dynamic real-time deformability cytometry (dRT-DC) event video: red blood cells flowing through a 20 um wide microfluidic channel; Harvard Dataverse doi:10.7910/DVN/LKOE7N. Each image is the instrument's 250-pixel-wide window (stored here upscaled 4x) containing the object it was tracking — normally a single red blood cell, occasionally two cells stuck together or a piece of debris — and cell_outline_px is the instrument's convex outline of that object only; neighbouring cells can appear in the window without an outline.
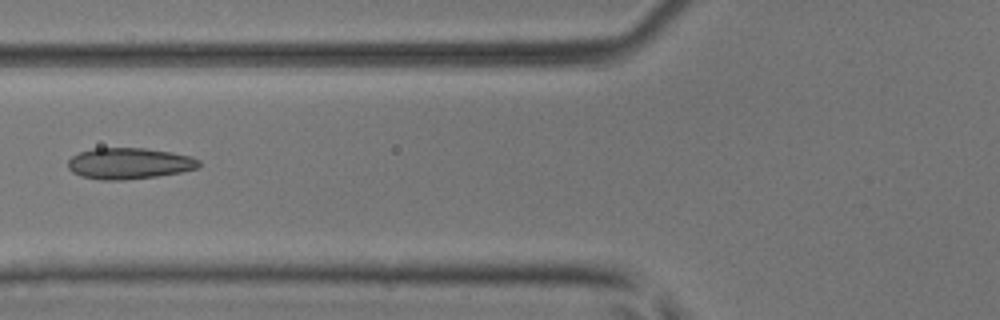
{"species": "common noctule bat (a hibernating species)", "species_latin": "Nyctalus noctula", "temperature_condition": "room temperature", "stored_images_in_passage": 7, "camera_frame_rate_fps": 3000, "um_per_image_px": 0.085, "animal": {"sex": "male", "body_mass_g": 17.9, "forearm_length_mm": 54.2}, "frame": {"image": 1, "passage_image": 6, "time_ms": 1.667, "image_size_px": [1000, 320], "cell_outline_px": [[200, 164], [196, 168], [180, 172], [156, 176], [124, 180], [100, 180], [80, 176], [72, 172], [68, 168], [68, 160], [72, 156], [80, 152], [92, 148], [144, 148], [172, 152], [192, 156], [200, 160]], "centroid_in_image_um": [10.96, 13.89], "position_along_channel_um": 114.8, "area_um2": 23.87}}
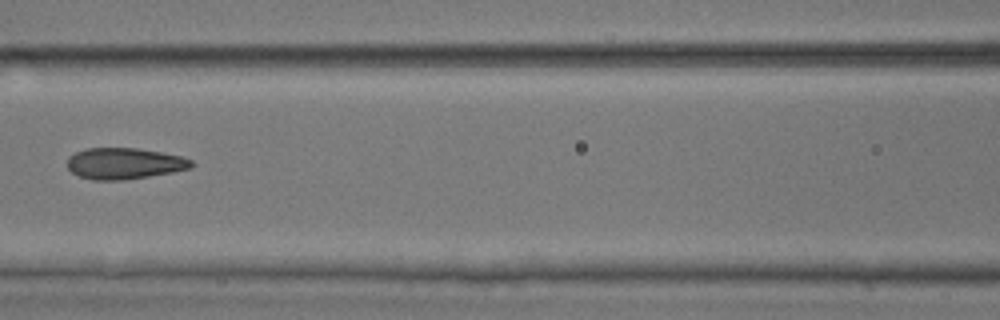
{"frame": {"image": 2, "passage_image": 7, "time_ms": 2.0, "image_size_px": [1000, 320], "cell_outline_px": [[196, 164], [192, 168], [172, 172], [124, 180], [92, 180], [80, 176], [72, 172], [68, 168], [68, 156], [76, 152], [88, 148], [136, 148], [184, 156], [192, 160]], "centroid_in_image_um": [10.61, 13.89], "position_along_channel_um": 156.0, "area_um2": 22.66}}